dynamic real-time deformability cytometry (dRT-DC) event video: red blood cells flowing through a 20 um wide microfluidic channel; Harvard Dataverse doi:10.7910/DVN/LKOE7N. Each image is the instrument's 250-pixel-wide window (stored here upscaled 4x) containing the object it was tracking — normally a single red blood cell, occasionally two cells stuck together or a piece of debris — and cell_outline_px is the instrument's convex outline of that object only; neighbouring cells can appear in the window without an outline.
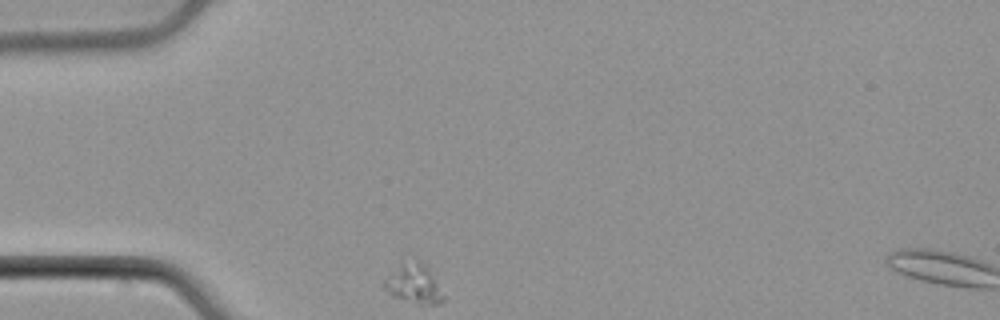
{"species": "common noctule bat (a hibernating species)", "species_latin": "Nyctalus noctula", "temperature_condition": "cold", "stored_images_in_passage": 3, "camera_frame_rate_fps": 3000, "um_per_image_px": 0.085, "animal": {"sex": "male", "body_mass_g": 21.5, "forearm_length_mm": 52.0}, "frame": {"image": 1, "passage_image": 1, "time_ms": 0.0, "image_size_px": [1000, 320], "cell_outline_px": [[444, 300], [440, 304], [416, 304], [392, 296], [380, 288], [380, 284], [400, 264], [416, 260], [420, 260], [444, 296]], "centroid_in_image_um": [35.09, 24.18], "position_along_channel_um": 49.9, "area_um2": 13.18}}